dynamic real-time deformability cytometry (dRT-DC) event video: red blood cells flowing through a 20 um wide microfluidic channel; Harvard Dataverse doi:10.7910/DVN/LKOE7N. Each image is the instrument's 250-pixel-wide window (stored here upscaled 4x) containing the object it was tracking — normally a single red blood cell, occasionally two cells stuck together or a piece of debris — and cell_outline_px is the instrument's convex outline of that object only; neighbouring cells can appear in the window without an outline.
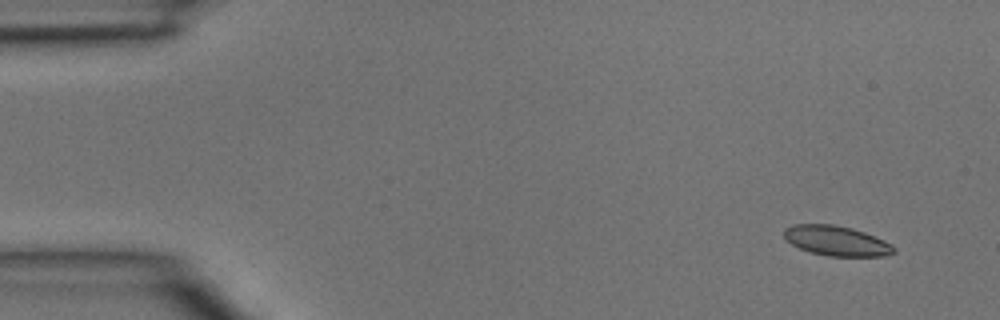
{"species": "common noctule bat (a hibernating species)", "species_latin": "Nyctalus noctula", "temperature_condition": "room temperature", "stored_images_in_passage": 4, "camera_frame_rate_fps": 3000, "um_per_image_px": 0.085, "animal": {"sex": "male", "body_mass_g": 15.6}, "frame": {"image": 1, "passage_image": 1, "time_ms": 0.0, "image_size_px": [1000, 320], "cell_outline_px": [[896, 252], [884, 256], [828, 256], [812, 252], [800, 248], [792, 244], [784, 236], [784, 228], [792, 224], [832, 224], [852, 228], [864, 232], [884, 240], [892, 244], [896, 248]], "centroid_in_image_um": [71.12, 20.46], "position_along_channel_um": 13.9, "area_um2": 19.13}}
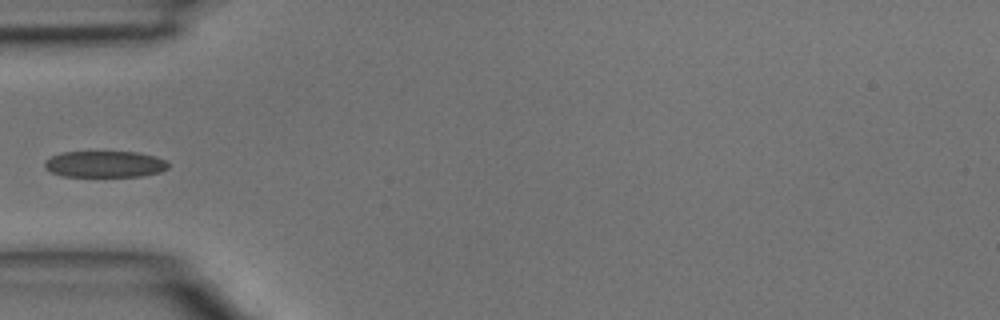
{"frame": {"image": 2, "passage_image": 4, "time_ms": 1.0, "image_size_px": [1000, 320], "cell_outline_px": [[168, 168], [160, 172], [140, 176], [64, 176], [52, 172], [44, 168], [44, 160], [60, 152], [136, 152], [156, 156], [164, 160], [168, 164]], "centroid_in_image_um": [8.89, 13.95], "position_along_channel_um": 76.1, "area_um2": 18.96}}